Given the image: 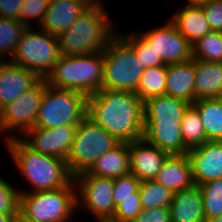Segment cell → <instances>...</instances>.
<instances>
[{
	"instance_id": "obj_1",
	"label": "cell",
	"mask_w": 222,
	"mask_h": 222,
	"mask_svg": "<svg viewBox=\"0 0 222 222\" xmlns=\"http://www.w3.org/2000/svg\"><path fill=\"white\" fill-rule=\"evenodd\" d=\"M118 142L143 138V102L136 93L102 88L87 96V115Z\"/></svg>"
},
{
	"instance_id": "obj_2",
	"label": "cell",
	"mask_w": 222,
	"mask_h": 222,
	"mask_svg": "<svg viewBox=\"0 0 222 222\" xmlns=\"http://www.w3.org/2000/svg\"><path fill=\"white\" fill-rule=\"evenodd\" d=\"M190 104L185 100L158 96L143 102V138L170 155L187 154L181 121Z\"/></svg>"
},
{
	"instance_id": "obj_3",
	"label": "cell",
	"mask_w": 222,
	"mask_h": 222,
	"mask_svg": "<svg viewBox=\"0 0 222 222\" xmlns=\"http://www.w3.org/2000/svg\"><path fill=\"white\" fill-rule=\"evenodd\" d=\"M3 142L6 143L17 170L32 188L23 191L19 189V193L53 190L65 187L74 180L66 160L33 151L18 137Z\"/></svg>"
},
{
	"instance_id": "obj_4",
	"label": "cell",
	"mask_w": 222,
	"mask_h": 222,
	"mask_svg": "<svg viewBox=\"0 0 222 222\" xmlns=\"http://www.w3.org/2000/svg\"><path fill=\"white\" fill-rule=\"evenodd\" d=\"M102 1L93 3L58 36L62 56H82L103 51L117 34Z\"/></svg>"
},
{
	"instance_id": "obj_5",
	"label": "cell",
	"mask_w": 222,
	"mask_h": 222,
	"mask_svg": "<svg viewBox=\"0 0 222 222\" xmlns=\"http://www.w3.org/2000/svg\"><path fill=\"white\" fill-rule=\"evenodd\" d=\"M50 87L80 92L86 96L103 87V51L82 56H61L46 77Z\"/></svg>"
},
{
	"instance_id": "obj_6",
	"label": "cell",
	"mask_w": 222,
	"mask_h": 222,
	"mask_svg": "<svg viewBox=\"0 0 222 222\" xmlns=\"http://www.w3.org/2000/svg\"><path fill=\"white\" fill-rule=\"evenodd\" d=\"M77 212L74 180L65 187L19 196V213L30 222H72Z\"/></svg>"
},
{
	"instance_id": "obj_7",
	"label": "cell",
	"mask_w": 222,
	"mask_h": 222,
	"mask_svg": "<svg viewBox=\"0 0 222 222\" xmlns=\"http://www.w3.org/2000/svg\"><path fill=\"white\" fill-rule=\"evenodd\" d=\"M144 66L133 49L116 34L103 50V87L136 93Z\"/></svg>"
},
{
	"instance_id": "obj_8",
	"label": "cell",
	"mask_w": 222,
	"mask_h": 222,
	"mask_svg": "<svg viewBox=\"0 0 222 222\" xmlns=\"http://www.w3.org/2000/svg\"><path fill=\"white\" fill-rule=\"evenodd\" d=\"M61 56L57 36L40 28L26 27L8 60L46 79Z\"/></svg>"
},
{
	"instance_id": "obj_9",
	"label": "cell",
	"mask_w": 222,
	"mask_h": 222,
	"mask_svg": "<svg viewBox=\"0 0 222 222\" xmlns=\"http://www.w3.org/2000/svg\"><path fill=\"white\" fill-rule=\"evenodd\" d=\"M87 115V96L72 90L50 87L45 91L35 121V127L54 128L78 125Z\"/></svg>"
},
{
	"instance_id": "obj_10",
	"label": "cell",
	"mask_w": 222,
	"mask_h": 222,
	"mask_svg": "<svg viewBox=\"0 0 222 222\" xmlns=\"http://www.w3.org/2000/svg\"><path fill=\"white\" fill-rule=\"evenodd\" d=\"M119 142L87 116L77 125L74 140L66 163L75 176L87 171L102 154Z\"/></svg>"
},
{
	"instance_id": "obj_11",
	"label": "cell",
	"mask_w": 222,
	"mask_h": 222,
	"mask_svg": "<svg viewBox=\"0 0 222 222\" xmlns=\"http://www.w3.org/2000/svg\"><path fill=\"white\" fill-rule=\"evenodd\" d=\"M44 91L45 79H41L33 88L0 110V137L8 131L5 140L20 138L28 129L35 127Z\"/></svg>"
},
{
	"instance_id": "obj_12",
	"label": "cell",
	"mask_w": 222,
	"mask_h": 222,
	"mask_svg": "<svg viewBox=\"0 0 222 222\" xmlns=\"http://www.w3.org/2000/svg\"><path fill=\"white\" fill-rule=\"evenodd\" d=\"M77 210L86 209L95 220L111 219L115 212L114 179L92 175L86 171L74 176Z\"/></svg>"
},
{
	"instance_id": "obj_13",
	"label": "cell",
	"mask_w": 222,
	"mask_h": 222,
	"mask_svg": "<svg viewBox=\"0 0 222 222\" xmlns=\"http://www.w3.org/2000/svg\"><path fill=\"white\" fill-rule=\"evenodd\" d=\"M137 33L166 64L184 63L193 59L192 45L170 19L162 26Z\"/></svg>"
},
{
	"instance_id": "obj_14",
	"label": "cell",
	"mask_w": 222,
	"mask_h": 222,
	"mask_svg": "<svg viewBox=\"0 0 222 222\" xmlns=\"http://www.w3.org/2000/svg\"><path fill=\"white\" fill-rule=\"evenodd\" d=\"M77 125L54 128L33 127L20 139L33 151L66 160L70 153Z\"/></svg>"
},
{
	"instance_id": "obj_15",
	"label": "cell",
	"mask_w": 222,
	"mask_h": 222,
	"mask_svg": "<svg viewBox=\"0 0 222 222\" xmlns=\"http://www.w3.org/2000/svg\"><path fill=\"white\" fill-rule=\"evenodd\" d=\"M195 185L222 178V141H207L188 150Z\"/></svg>"
},
{
	"instance_id": "obj_16",
	"label": "cell",
	"mask_w": 222,
	"mask_h": 222,
	"mask_svg": "<svg viewBox=\"0 0 222 222\" xmlns=\"http://www.w3.org/2000/svg\"><path fill=\"white\" fill-rule=\"evenodd\" d=\"M130 173L140 181L153 180L170 155L144 138L128 143Z\"/></svg>"
},
{
	"instance_id": "obj_17",
	"label": "cell",
	"mask_w": 222,
	"mask_h": 222,
	"mask_svg": "<svg viewBox=\"0 0 222 222\" xmlns=\"http://www.w3.org/2000/svg\"><path fill=\"white\" fill-rule=\"evenodd\" d=\"M40 80L33 71L5 60L0 66V110Z\"/></svg>"
},
{
	"instance_id": "obj_18",
	"label": "cell",
	"mask_w": 222,
	"mask_h": 222,
	"mask_svg": "<svg viewBox=\"0 0 222 222\" xmlns=\"http://www.w3.org/2000/svg\"><path fill=\"white\" fill-rule=\"evenodd\" d=\"M91 0H54L49 1L46 14L39 28L53 36H59L89 8Z\"/></svg>"
},
{
	"instance_id": "obj_19",
	"label": "cell",
	"mask_w": 222,
	"mask_h": 222,
	"mask_svg": "<svg viewBox=\"0 0 222 222\" xmlns=\"http://www.w3.org/2000/svg\"><path fill=\"white\" fill-rule=\"evenodd\" d=\"M154 180L173 193L194 185L187 154L169 155Z\"/></svg>"
},
{
	"instance_id": "obj_20",
	"label": "cell",
	"mask_w": 222,
	"mask_h": 222,
	"mask_svg": "<svg viewBox=\"0 0 222 222\" xmlns=\"http://www.w3.org/2000/svg\"><path fill=\"white\" fill-rule=\"evenodd\" d=\"M171 222H205L202 193L198 185L173 194L170 203Z\"/></svg>"
},
{
	"instance_id": "obj_21",
	"label": "cell",
	"mask_w": 222,
	"mask_h": 222,
	"mask_svg": "<svg viewBox=\"0 0 222 222\" xmlns=\"http://www.w3.org/2000/svg\"><path fill=\"white\" fill-rule=\"evenodd\" d=\"M166 96L195 102L194 59L184 63L167 64Z\"/></svg>"
},
{
	"instance_id": "obj_22",
	"label": "cell",
	"mask_w": 222,
	"mask_h": 222,
	"mask_svg": "<svg viewBox=\"0 0 222 222\" xmlns=\"http://www.w3.org/2000/svg\"><path fill=\"white\" fill-rule=\"evenodd\" d=\"M86 172L112 179L130 174L128 143L119 142L114 148L98 157Z\"/></svg>"
},
{
	"instance_id": "obj_23",
	"label": "cell",
	"mask_w": 222,
	"mask_h": 222,
	"mask_svg": "<svg viewBox=\"0 0 222 222\" xmlns=\"http://www.w3.org/2000/svg\"><path fill=\"white\" fill-rule=\"evenodd\" d=\"M195 100L222 96V62L194 59Z\"/></svg>"
},
{
	"instance_id": "obj_24",
	"label": "cell",
	"mask_w": 222,
	"mask_h": 222,
	"mask_svg": "<svg viewBox=\"0 0 222 222\" xmlns=\"http://www.w3.org/2000/svg\"><path fill=\"white\" fill-rule=\"evenodd\" d=\"M172 16L170 20L191 45L212 32L201 6H181Z\"/></svg>"
},
{
	"instance_id": "obj_25",
	"label": "cell",
	"mask_w": 222,
	"mask_h": 222,
	"mask_svg": "<svg viewBox=\"0 0 222 222\" xmlns=\"http://www.w3.org/2000/svg\"><path fill=\"white\" fill-rule=\"evenodd\" d=\"M199 112L208 141H222V98L196 99L192 104Z\"/></svg>"
},
{
	"instance_id": "obj_26",
	"label": "cell",
	"mask_w": 222,
	"mask_h": 222,
	"mask_svg": "<svg viewBox=\"0 0 222 222\" xmlns=\"http://www.w3.org/2000/svg\"><path fill=\"white\" fill-rule=\"evenodd\" d=\"M167 66L147 68L140 77L136 94L142 102L166 95Z\"/></svg>"
},
{
	"instance_id": "obj_27",
	"label": "cell",
	"mask_w": 222,
	"mask_h": 222,
	"mask_svg": "<svg viewBox=\"0 0 222 222\" xmlns=\"http://www.w3.org/2000/svg\"><path fill=\"white\" fill-rule=\"evenodd\" d=\"M139 194L142 209L148 210L153 208H169L174 193L153 179L140 182Z\"/></svg>"
},
{
	"instance_id": "obj_28",
	"label": "cell",
	"mask_w": 222,
	"mask_h": 222,
	"mask_svg": "<svg viewBox=\"0 0 222 222\" xmlns=\"http://www.w3.org/2000/svg\"><path fill=\"white\" fill-rule=\"evenodd\" d=\"M181 131L187 150L201 146L204 142L208 141L199 112L192 104L188 106L183 114Z\"/></svg>"
},
{
	"instance_id": "obj_29",
	"label": "cell",
	"mask_w": 222,
	"mask_h": 222,
	"mask_svg": "<svg viewBox=\"0 0 222 222\" xmlns=\"http://www.w3.org/2000/svg\"><path fill=\"white\" fill-rule=\"evenodd\" d=\"M25 29L19 20L0 17V56L4 60L11 58Z\"/></svg>"
},
{
	"instance_id": "obj_30",
	"label": "cell",
	"mask_w": 222,
	"mask_h": 222,
	"mask_svg": "<svg viewBox=\"0 0 222 222\" xmlns=\"http://www.w3.org/2000/svg\"><path fill=\"white\" fill-rule=\"evenodd\" d=\"M193 59L222 62V32L212 31L192 44Z\"/></svg>"
},
{
	"instance_id": "obj_31",
	"label": "cell",
	"mask_w": 222,
	"mask_h": 222,
	"mask_svg": "<svg viewBox=\"0 0 222 222\" xmlns=\"http://www.w3.org/2000/svg\"><path fill=\"white\" fill-rule=\"evenodd\" d=\"M119 33L117 31V34L133 49L137 59L143 64L144 69L167 66L160 55H157L153 48L138 33H130L128 35Z\"/></svg>"
},
{
	"instance_id": "obj_32",
	"label": "cell",
	"mask_w": 222,
	"mask_h": 222,
	"mask_svg": "<svg viewBox=\"0 0 222 222\" xmlns=\"http://www.w3.org/2000/svg\"><path fill=\"white\" fill-rule=\"evenodd\" d=\"M206 220L222 216V178L198 185Z\"/></svg>"
},
{
	"instance_id": "obj_33",
	"label": "cell",
	"mask_w": 222,
	"mask_h": 222,
	"mask_svg": "<svg viewBox=\"0 0 222 222\" xmlns=\"http://www.w3.org/2000/svg\"><path fill=\"white\" fill-rule=\"evenodd\" d=\"M116 207L113 217L114 222H132L143 210L140 197L113 198Z\"/></svg>"
},
{
	"instance_id": "obj_34",
	"label": "cell",
	"mask_w": 222,
	"mask_h": 222,
	"mask_svg": "<svg viewBox=\"0 0 222 222\" xmlns=\"http://www.w3.org/2000/svg\"><path fill=\"white\" fill-rule=\"evenodd\" d=\"M19 188L0 176V213L15 216L19 212Z\"/></svg>"
},
{
	"instance_id": "obj_35",
	"label": "cell",
	"mask_w": 222,
	"mask_h": 222,
	"mask_svg": "<svg viewBox=\"0 0 222 222\" xmlns=\"http://www.w3.org/2000/svg\"><path fill=\"white\" fill-rule=\"evenodd\" d=\"M49 0H24L21 7L20 22L26 27H31L32 20H36L38 27L42 23Z\"/></svg>"
},
{
	"instance_id": "obj_36",
	"label": "cell",
	"mask_w": 222,
	"mask_h": 222,
	"mask_svg": "<svg viewBox=\"0 0 222 222\" xmlns=\"http://www.w3.org/2000/svg\"><path fill=\"white\" fill-rule=\"evenodd\" d=\"M140 180L131 173L114 179L113 198L140 197Z\"/></svg>"
},
{
	"instance_id": "obj_37",
	"label": "cell",
	"mask_w": 222,
	"mask_h": 222,
	"mask_svg": "<svg viewBox=\"0 0 222 222\" xmlns=\"http://www.w3.org/2000/svg\"><path fill=\"white\" fill-rule=\"evenodd\" d=\"M201 7L211 30L222 32V0H207Z\"/></svg>"
},
{
	"instance_id": "obj_38",
	"label": "cell",
	"mask_w": 222,
	"mask_h": 222,
	"mask_svg": "<svg viewBox=\"0 0 222 222\" xmlns=\"http://www.w3.org/2000/svg\"><path fill=\"white\" fill-rule=\"evenodd\" d=\"M132 222H171L169 208L142 210Z\"/></svg>"
},
{
	"instance_id": "obj_39",
	"label": "cell",
	"mask_w": 222,
	"mask_h": 222,
	"mask_svg": "<svg viewBox=\"0 0 222 222\" xmlns=\"http://www.w3.org/2000/svg\"><path fill=\"white\" fill-rule=\"evenodd\" d=\"M23 1L24 0H0V17L20 21Z\"/></svg>"
},
{
	"instance_id": "obj_40",
	"label": "cell",
	"mask_w": 222,
	"mask_h": 222,
	"mask_svg": "<svg viewBox=\"0 0 222 222\" xmlns=\"http://www.w3.org/2000/svg\"><path fill=\"white\" fill-rule=\"evenodd\" d=\"M9 222H30L27 220L21 213H17L15 216H12Z\"/></svg>"
},
{
	"instance_id": "obj_41",
	"label": "cell",
	"mask_w": 222,
	"mask_h": 222,
	"mask_svg": "<svg viewBox=\"0 0 222 222\" xmlns=\"http://www.w3.org/2000/svg\"><path fill=\"white\" fill-rule=\"evenodd\" d=\"M207 0H188L186 6H202Z\"/></svg>"
},
{
	"instance_id": "obj_42",
	"label": "cell",
	"mask_w": 222,
	"mask_h": 222,
	"mask_svg": "<svg viewBox=\"0 0 222 222\" xmlns=\"http://www.w3.org/2000/svg\"><path fill=\"white\" fill-rule=\"evenodd\" d=\"M10 218V215L0 213V222H9Z\"/></svg>"
},
{
	"instance_id": "obj_43",
	"label": "cell",
	"mask_w": 222,
	"mask_h": 222,
	"mask_svg": "<svg viewBox=\"0 0 222 222\" xmlns=\"http://www.w3.org/2000/svg\"><path fill=\"white\" fill-rule=\"evenodd\" d=\"M205 222H222V216L214 217L212 219L206 220Z\"/></svg>"
},
{
	"instance_id": "obj_44",
	"label": "cell",
	"mask_w": 222,
	"mask_h": 222,
	"mask_svg": "<svg viewBox=\"0 0 222 222\" xmlns=\"http://www.w3.org/2000/svg\"><path fill=\"white\" fill-rule=\"evenodd\" d=\"M96 222H114V221L107 219V220H98V221L96 220Z\"/></svg>"
},
{
	"instance_id": "obj_45",
	"label": "cell",
	"mask_w": 222,
	"mask_h": 222,
	"mask_svg": "<svg viewBox=\"0 0 222 222\" xmlns=\"http://www.w3.org/2000/svg\"><path fill=\"white\" fill-rule=\"evenodd\" d=\"M5 60H3V58L0 56V66L2 65V63L4 62Z\"/></svg>"
}]
</instances>
